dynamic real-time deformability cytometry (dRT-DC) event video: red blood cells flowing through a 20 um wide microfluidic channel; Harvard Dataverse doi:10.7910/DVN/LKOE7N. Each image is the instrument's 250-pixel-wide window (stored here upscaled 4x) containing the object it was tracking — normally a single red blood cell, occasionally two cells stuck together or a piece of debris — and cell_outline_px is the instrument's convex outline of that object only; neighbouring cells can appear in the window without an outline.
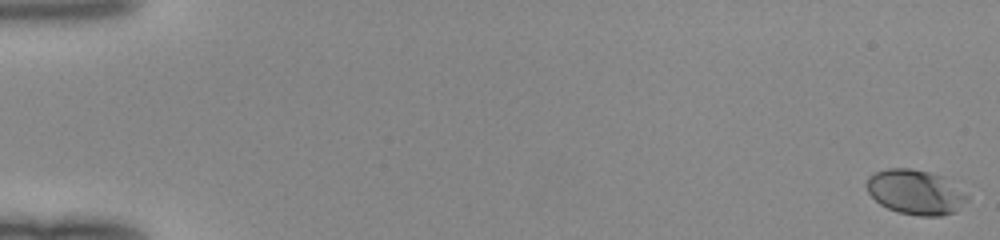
{"species": "human", "species_latin": "Homo sapiens", "temperature_condition": "room temperature", "stored_images_in_passage": 51, "camera_frame_rate_fps": 3000, "um_per_image_px": 0.085, "donor": {"sex": "female"}, "frame": {"image": 1, "passage_image": 1, "time_ms": 0.0, "image_size_px": [1000, 240], "cell_outline_px": [[968, 200], [956, 212], [940, 216], [920, 216], [896, 212], [880, 204], [868, 192], [864, 184], [868, 176], [876, 172], [888, 168], [908, 168], [928, 172], [944, 176], [968, 196]], "centroid_in_image_um": [77.8, 16.33], "position_along_channel_um": 7.2, "area_um2": 26.36}}
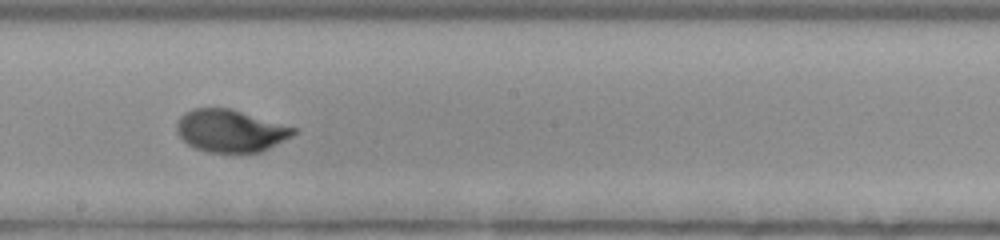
{"frame": {"image": 2, "passage_image": 30, "time_ms": 9.667, "image_size_px": [1000, 240], "cell_outline_px": [[300, 128], [292, 136], [260, 152], [208, 152], [196, 148], [188, 144], [176, 132], [176, 124], [180, 116], [184, 112], [192, 108], [232, 108]], "centroid_in_image_um": [19.61, 11.09], "position_along_channel_um": 228.6, "area_um2": 29.13}}
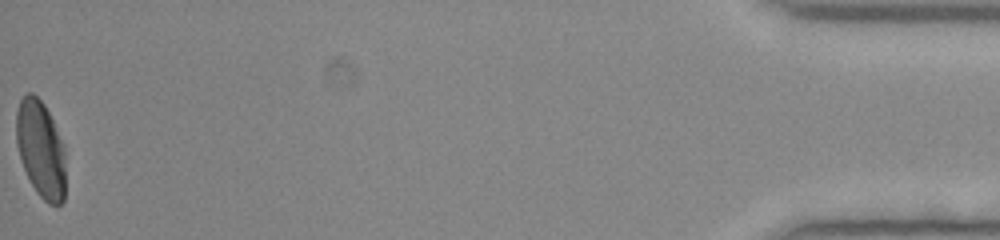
{"frame": {"image": 3, "passage_image": 51, "time_ms": 16.667, "image_size_px": [1000, 240], "cell_outline_px": [[64, 200], [60, 204], [48, 204], [36, 192], [24, 168], [16, 144], [16, 112], [20, 100], [28, 92], [32, 92], [44, 104], [64, 144]], "centroid_in_image_um": [3.45, 12.66], "position_along_channel_um": 431.7, "area_um2": 27.63}}